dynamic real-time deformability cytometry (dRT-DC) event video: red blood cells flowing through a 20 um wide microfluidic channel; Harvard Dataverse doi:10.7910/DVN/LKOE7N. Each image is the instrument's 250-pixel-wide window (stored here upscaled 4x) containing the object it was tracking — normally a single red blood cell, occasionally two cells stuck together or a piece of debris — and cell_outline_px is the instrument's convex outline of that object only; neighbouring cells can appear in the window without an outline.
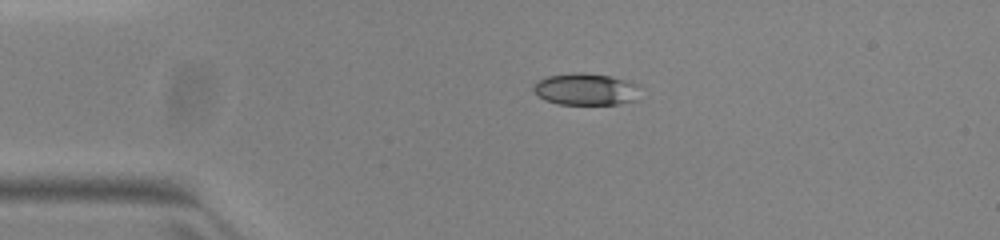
{"species": "common noctule bat (a hibernating species)", "species_latin": "Nyctalus noctula", "temperature_condition": "warm", "stored_images_in_passage": 42, "camera_frame_rate_fps": 3000, "um_per_image_px": 0.085, "animal": {"sex": "female", "body_mass_g": 23.0, "forearm_length_mm": 53.4}, "frame": {"image": 1, "passage_image": 1, "time_ms": 0.0, "image_size_px": [1000, 240], "cell_outline_px": [[640, 84], [636, 100], [616, 104], [560, 104], [544, 100], [532, 88], [532, 84], [536, 80], [548, 76], [572, 72], [584, 72], [608, 76], [628, 80]], "centroid_in_image_um": [49.78, 7.57], "position_along_channel_um": 35.2, "area_um2": 20.0}}
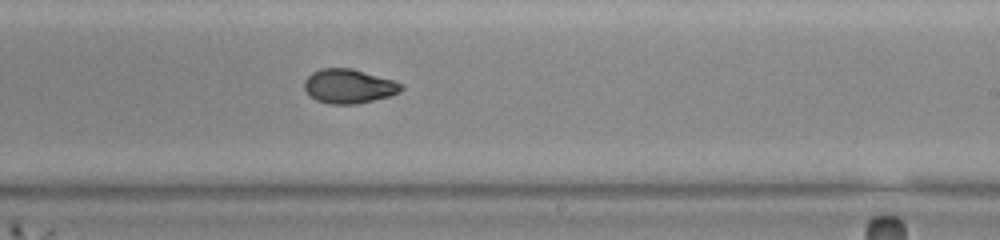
{"frame": {"image": 2, "passage_image": 21, "time_ms": 6.667, "image_size_px": [1000, 240], "cell_outline_px": [[404, 88], [400, 92], [388, 96], [356, 104], [328, 104], [316, 100], [304, 88], [304, 80], [312, 72], [320, 68], [352, 68], [392, 80], [404, 84]], "centroid_in_image_um": [29.64, 7.32], "position_along_channel_um": 259.4, "area_um2": 19.25}}
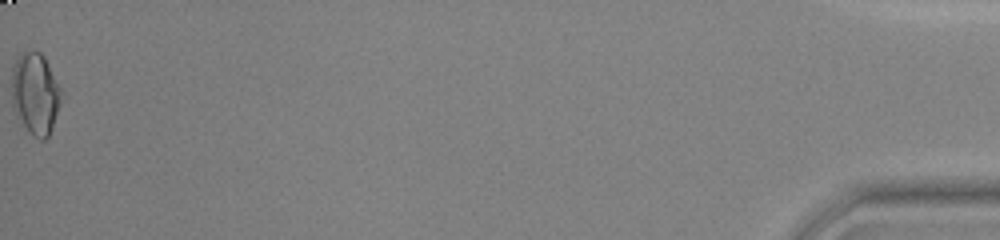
{"frame": {"image": 3, "passage_image": 42, "time_ms": 13.667, "image_size_px": [1000, 240], "cell_outline_px": [[64, 92], [52, 128], [48, 136], [44, 140], [40, 140], [32, 136], [28, 132], [12, 108], [12, 68], [20, 52], [32, 48], [40, 52], [44, 56]], "centroid_in_image_um": [3.01, 7.93], "position_along_channel_um": 432.2, "area_um2": 24.16}, "authors_computed_cell_mechanics": {"area_um2": 19.5653, "velocity_mm_per_s": 3.9556, "shape_relaxation_time_tau1_ms": 9.6686, "shape_relaxation_time_tau2_ms": 1.6724, "deformation_change_tau1": 0.2518, "deformation_change_tau2": 0.0556}}